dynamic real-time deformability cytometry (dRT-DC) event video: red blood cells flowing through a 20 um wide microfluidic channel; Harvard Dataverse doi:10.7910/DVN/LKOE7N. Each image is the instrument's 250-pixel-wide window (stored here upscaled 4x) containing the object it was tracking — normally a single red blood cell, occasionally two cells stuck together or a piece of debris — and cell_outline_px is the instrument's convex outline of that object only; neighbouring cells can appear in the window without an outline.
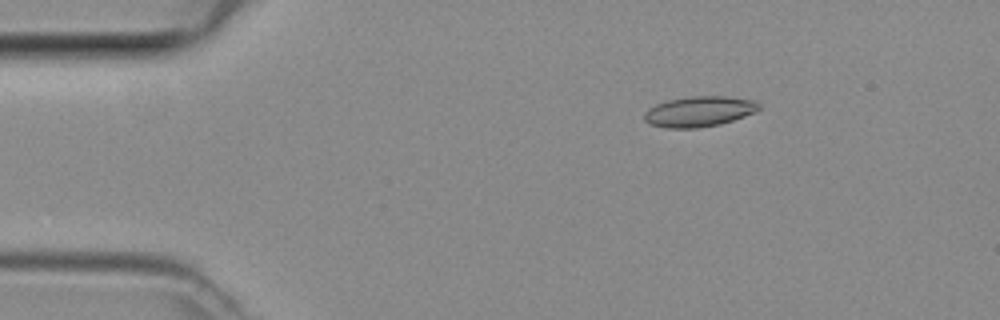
{"species": "common noctule bat (a hibernating species)", "species_latin": "Nyctalus noctula", "temperature_condition": "room temperature", "stored_images_in_passage": 45, "camera_frame_rate_fps": 3000, "um_per_image_px": 0.085, "animal": {"sex": "female", "body_mass_g": 29.2, "forearm_length_mm": 56.3}, "frame": {"image": 1, "passage_image": 6, "time_ms": 1.667, "image_size_px": [1000, 320], "cell_outline_px": [[760, 108], [756, 112], [720, 124], [696, 128], [664, 128], [648, 124], [644, 120], [644, 112], [648, 108], [656, 104], [668, 100], [688, 96], [724, 96], [756, 100], [760, 104]], "centroid_in_image_um": [59.41, 9.47], "position_along_channel_um": 25.6, "area_um2": 20.52}}
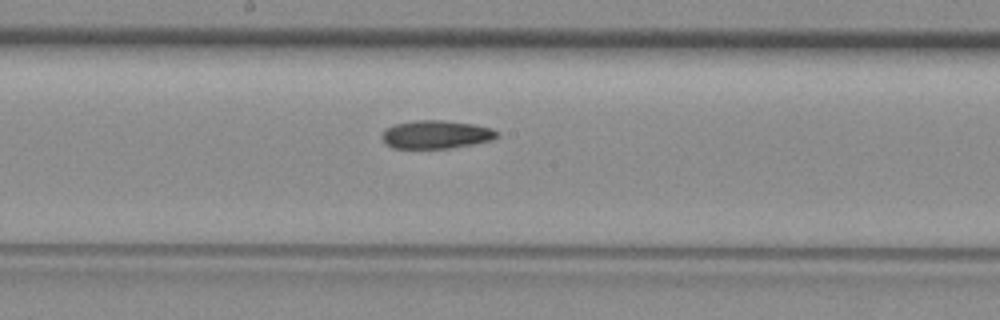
{"frame": {"image": 2, "passage_image": 23, "time_ms": 7.333, "image_size_px": [1000, 320], "cell_outline_px": [[500, 132], [492, 140], [472, 144], [448, 148], [392, 148], [384, 144], [384, 132], [388, 128], [396, 124], [412, 120], [444, 120], [472, 124], [492, 128]], "centroid_in_image_um": [37.08, 11.43], "position_along_channel_um": 211.1, "area_um2": 18.73}}
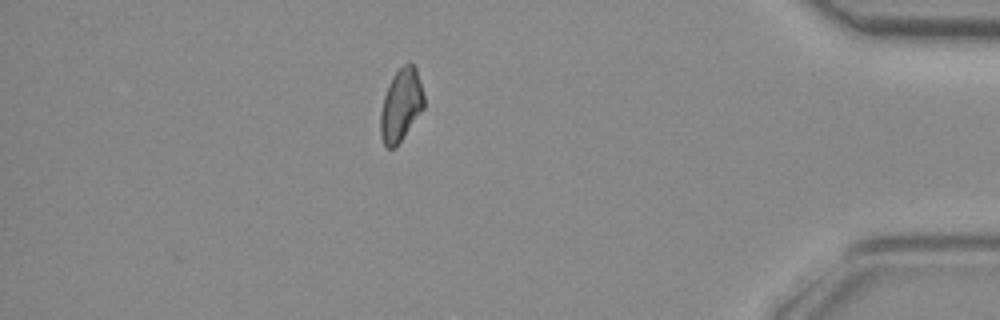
{"frame": {"image": 3, "passage_image": 39, "time_ms": 12.667, "image_size_px": [1000, 320], "cell_outline_px": [[424, 108], [396, 148], [388, 148], [384, 144], [380, 136], [380, 112], [384, 96], [388, 84], [392, 76], [408, 60], [416, 68], [424, 96]], "centroid_in_image_um": [34.07, 8.94], "position_along_channel_um": 401.1, "area_um2": 18.5}}